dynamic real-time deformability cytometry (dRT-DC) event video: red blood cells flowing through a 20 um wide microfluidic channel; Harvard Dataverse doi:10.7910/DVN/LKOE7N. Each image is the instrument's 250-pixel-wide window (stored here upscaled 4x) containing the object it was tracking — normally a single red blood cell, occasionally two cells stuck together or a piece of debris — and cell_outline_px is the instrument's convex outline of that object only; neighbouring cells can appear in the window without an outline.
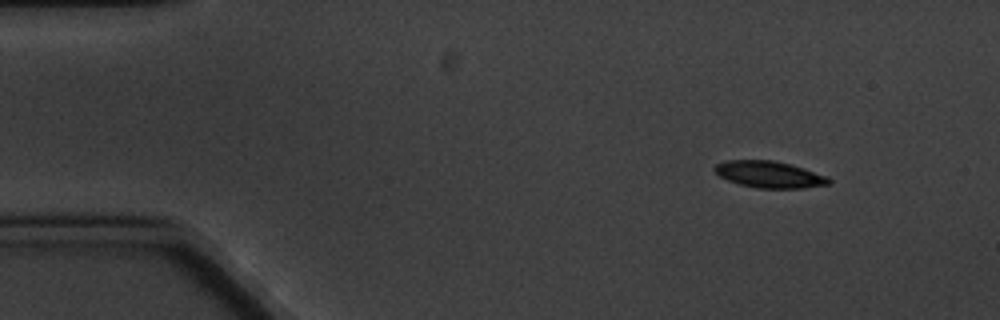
{"species": "common noctule bat (a hibernating species)", "species_latin": "Nyctalus noctula", "temperature_condition": "cold", "stored_images_in_passage": 3, "camera_frame_rate_fps": 3000, "um_per_image_px": 0.085, "animal": {"sex": "male", "body_mass_g": 20.1, "forearm_length_mm": 53.5}, "frame": {"image": 1, "passage_image": 1, "time_ms": 0.0, "image_size_px": [1000, 320], "cell_outline_px": [[832, 180], [828, 184], [804, 188], [756, 188], [740, 184], [728, 180], [720, 176], [712, 168], [716, 164], [728, 160], [772, 160], [804, 168], [828, 176]], "centroid_in_image_um": [65.4, 14.83], "position_along_channel_um": 19.6, "area_um2": 17.63}}